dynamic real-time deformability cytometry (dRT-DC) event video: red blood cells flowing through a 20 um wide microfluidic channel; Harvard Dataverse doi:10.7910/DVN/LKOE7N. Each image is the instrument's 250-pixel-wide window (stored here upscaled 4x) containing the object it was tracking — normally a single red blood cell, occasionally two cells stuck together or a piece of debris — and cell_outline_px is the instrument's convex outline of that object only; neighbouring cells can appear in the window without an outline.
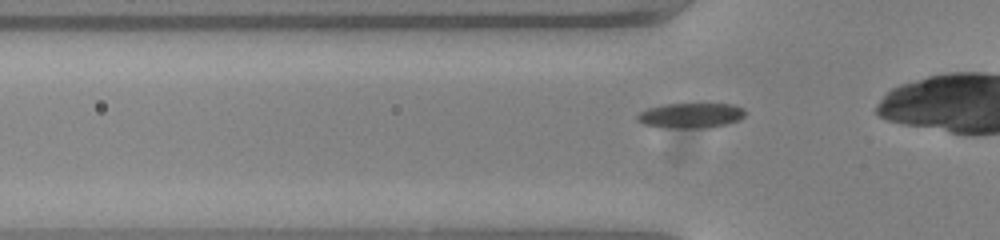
{"species": "common noctule bat (a hibernating species)", "species_latin": "Nyctalus noctula", "temperature_condition": "warm", "stored_images_in_passage": 32, "camera_frame_rate_fps": 3000, "um_per_image_px": 0.085, "animal": {"sex": "female", "body_mass_g": 23.0, "forearm_length_mm": 53.4}, "frame": {"image": 1, "passage_image": 6, "time_ms": 1.667, "image_size_px": [1000, 240], "cell_outline_px": [[744, 116], [740, 120], [724, 124], [704, 128], [660, 128], [644, 124], [636, 120], [636, 116], [640, 112], [648, 108], [664, 104], [700, 100], [732, 104], [744, 108]], "centroid_in_image_um": [58.72, 9.76], "position_along_channel_um": 67.1, "area_um2": 16.82}}
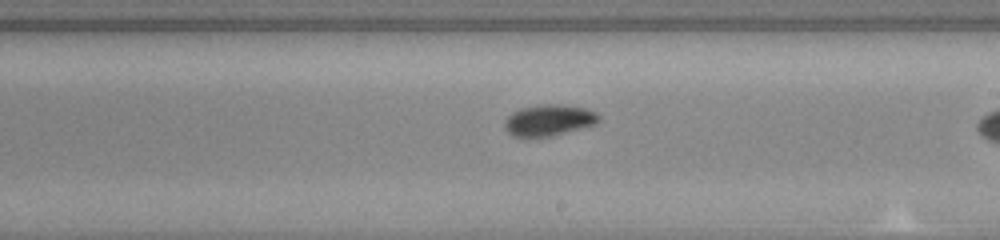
{"frame": {"image": 2, "passage_image": 20, "time_ms": 6.333, "image_size_px": [1000, 240], "cell_outline_px": [[600, 120], [596, 124], [552, 136], [516, 136], [508, 132], [504, 128], [504, 120], [512, 112], [520, 108], [540, 104], [560, 104], [584, 108], [596, 112], [600, 116]], "centroid_in_image_um": [46.66, 10.2], "position_along_channel_um": 242.3, "area_um2": 17.11}}
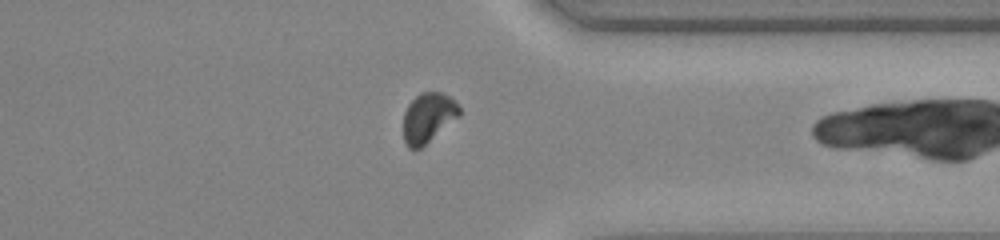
{"frame": {"image": 3, "passage_image": 31, "time_ms": 10.0, "image_size_px": [1000, 240], "cell_outline_px": [[460, 116], [420, 148], [408, 148], [404, 140], [404, 112], [408, 104], [420, 92], [444, 92], [460, 108]], "centroid_in_image_um": [36.38, 9.99], "position_along_channel_um": 375.0, "area_um2": 16.01}}